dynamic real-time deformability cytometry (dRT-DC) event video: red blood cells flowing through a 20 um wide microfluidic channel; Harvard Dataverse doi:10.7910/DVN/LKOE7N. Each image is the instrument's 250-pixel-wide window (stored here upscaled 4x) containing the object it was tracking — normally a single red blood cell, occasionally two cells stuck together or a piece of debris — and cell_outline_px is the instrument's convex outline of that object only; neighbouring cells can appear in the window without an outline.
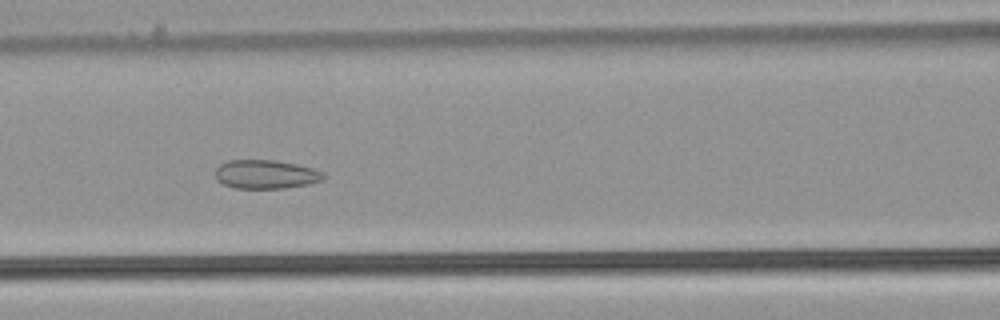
{"species": "common noctule bat (a hibernating species)", "species_latin": "Nyctalus noctula", "temperature_condition": "warm", "stored_images_in_passage": 53, "segment_of_instrument_passage": [1, 2], "camera_frame_rate_fps": 3000, "um_per_image_px": 0.085, "animal": {"sex": "male", "body_mass_g": 21.5, "forearm_length_mm": 52.0}, "frame": {"image": 1, "passage_image": 23, "time_ms": 7.333, "image_size_px": [1000, 320], "cell_outline_px": [[328, 176], [324, 180], [308, 184], [284, 188], [236, 188], [224, 184], [216, 180], [216, 168], [220, 164], [228, 160], [276, 160], [296, 164], [312, 168], [324, 172]], "centroid_in_image_um": [22.63, 14.81], "position_along_channel_um": 144.0, "area_um2": 18.26}}
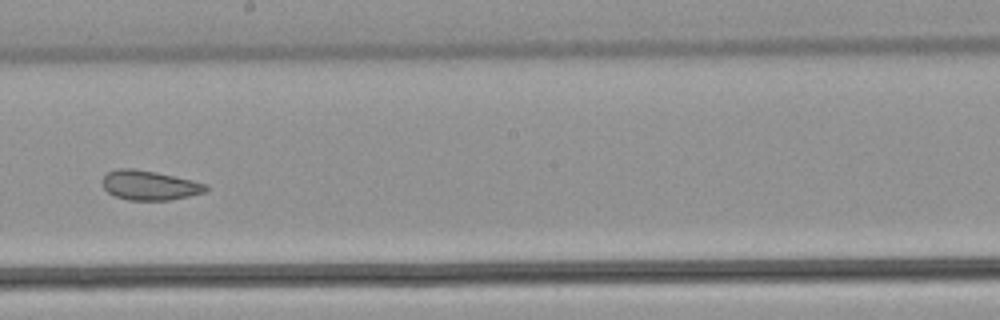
{"frame": {"image": 2, "passage_image": 30, "time_ms": 9.667, "image_size_px": [1000, 320], "cell_outline_px": [[208, 188], [204, 192], [188, 196], [168, 200], [128, 200], [116, 196], [108, 192], [104, 188], [104, 176], [108, 172], [120, 168], [132, 168], [156, 172], [192, 180], [208, 184]], "centroid_in_image_um": [12.73, 15.75], "position_along_channel_um": 235.5, "area_um2": 17.57}}
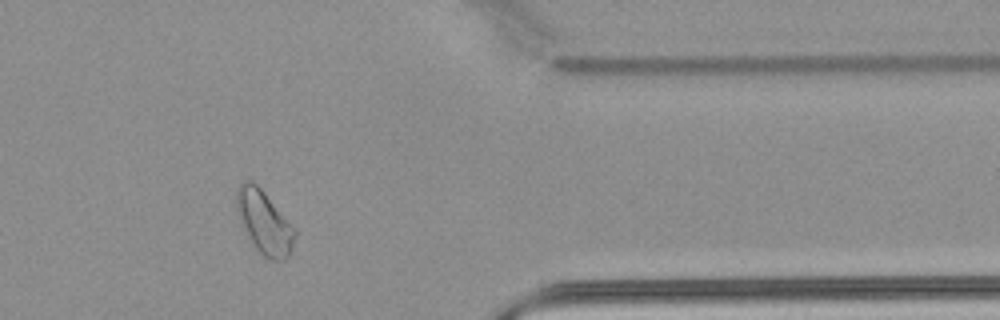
{"frame": {"image": 3, "passage_image": 43, "time_ms": 14.0, "image_size_px": [1000, 320], "cell_outline_px": [[296, 236], [292, 248], [288, 256], [284, 260], [268, 260], [252, 244], [240, 220], [236, 208], [236, 188], [244, 180], [252, 180], [264, 192], [296, 228]], "centroid_in_image_um": [22.47, 18.88], "position_along_channel_um": 388.9, "area_um2": 21.5}}